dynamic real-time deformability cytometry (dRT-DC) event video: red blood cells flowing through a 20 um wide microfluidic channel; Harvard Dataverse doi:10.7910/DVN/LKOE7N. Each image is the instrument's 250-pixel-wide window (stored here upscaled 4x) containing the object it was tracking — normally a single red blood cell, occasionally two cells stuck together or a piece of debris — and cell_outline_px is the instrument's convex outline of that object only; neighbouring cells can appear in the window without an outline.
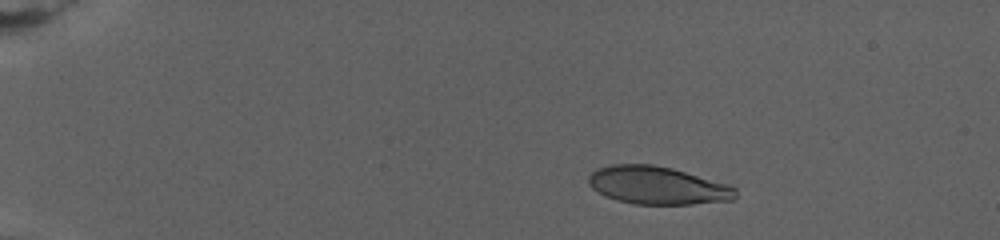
{"species": "human", "species_latin": "Homo sapiens", "temperature_condition": "warm", "stored_images_in_passage": 40, "camera_frame_rate_fps": 3000, "um_per_image_px": 0.085, "donor": {"sex": "female"}, "frame": {"image": 1, "passage_image": 1, "time_ms": 0.0, "image_size_px": [1000, 240], "cell_outline_px": [[736, 196], [732, 200], [692, 204], [636, 204], [616, 200], [604, 196], [592, 188], [588, 184], [588, 176], [592, 172], [600, 168], [612, 164], [652, 164], [672, 168], [728, 184], [736, 188]], "centroid_in_image_um": [55.87, 15.76], "position_along_channel_um": 29.1, "area_um2": 32.43}}
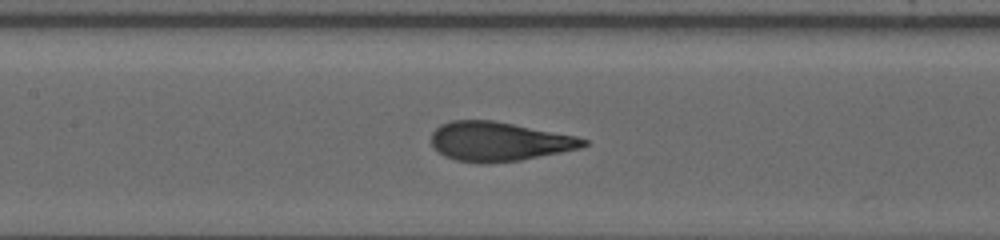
{"frame": {"image": 2, "passage_image": 17, "time_ms": 9.0, "image_size_px": [1000, 240], "cell_outline_px": [[588, 144], [580, 148], [520, 160], [488, 164], [476, 164], [456, 160], [444, 156], [432, 144], [432, 132], [440, 124], [452, 120], [492, 120], [576, 136], [588, 140]], "centroid_in_image_um": [42.38, 12.03], "position_along_channel_um": 165.0, "area_um2": 34.68}}
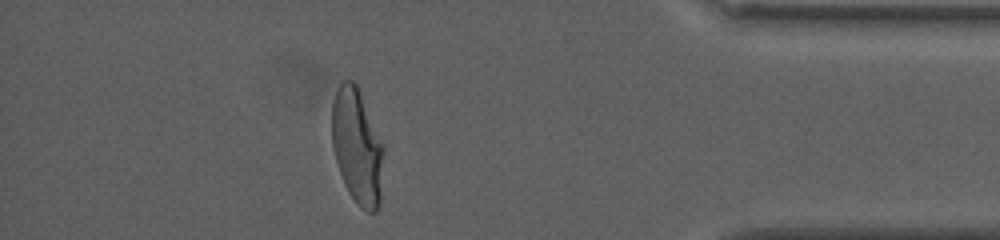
{"frame": {"image": 3, "passage_image": 35, "time_ms": 19.333, "image_size_px": [1000, 240], "cell_outline_px": [[384, 152], [380, 204], [376, 212], [368, 212], [360, 208], [356, 204], [348, 192], [344, 184], [336, 160], [332, 144], [332, 104], [336, 92], [340, 84], [344, 80], [352, 80], [356, 84], [360, 92], [384, 148]], "centroid_in_image_um": [30.36, 12.51], "position_along_channel_um": 404.8, "area_um2": 34.62}, "authors_computed_cell_mechanics": {"area_um2": 34.6511, "velocity_mm_per_s": 2.6198, "shape_relaxation_time_tau1_ms": 5.8955, "shape_relaxation_time_tau2_ms": null, "deformation_change_tau1": 0.2521, "deformation_change_tau2": null}}